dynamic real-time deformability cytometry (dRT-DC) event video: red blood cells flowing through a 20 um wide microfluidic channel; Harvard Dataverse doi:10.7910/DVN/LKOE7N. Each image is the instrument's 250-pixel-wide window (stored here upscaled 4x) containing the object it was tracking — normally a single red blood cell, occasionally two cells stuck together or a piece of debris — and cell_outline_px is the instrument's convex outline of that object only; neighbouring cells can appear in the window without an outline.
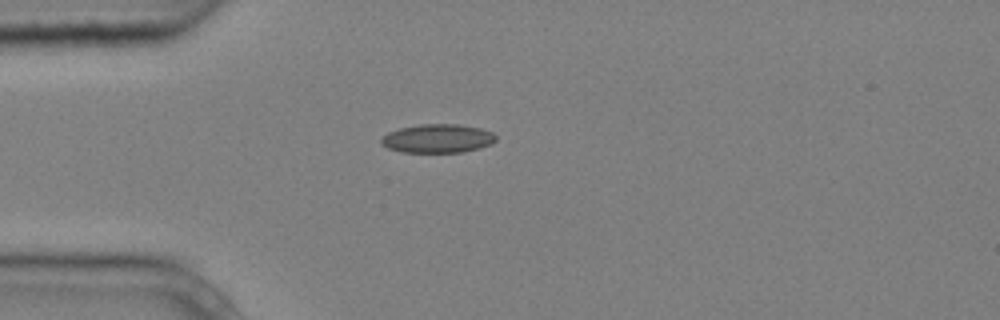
{"species": "common noctule bat (a hibernating species)", "species_latin": "Nyctalus noctula", "temperature_condition": "cold", "stored_images_in_passage": 1, "camera_frame_rate_fps": 3000, "um_per_image_px": 0.085, "animal": {"sex": "male", "body_mass_g": 20.4}, "frame": {"image": 1, "passage_image": 1, "time_ms": 0.0, "image_size_px": [1000, 320], "cell_outline_px": [[496, 140], [492, 144], [480, 148], [464, 152], [400, 152], [388, 148], [380, 144], [380, 136], [388, 132], [400, 128], [420, 124], [460, 124], [480, 128], [492, 132], [496, 136]], "centroid_in_image_um": [37.18, 11.77], "position_along_channel_um": 47.8, "area_um2": 19.42}}